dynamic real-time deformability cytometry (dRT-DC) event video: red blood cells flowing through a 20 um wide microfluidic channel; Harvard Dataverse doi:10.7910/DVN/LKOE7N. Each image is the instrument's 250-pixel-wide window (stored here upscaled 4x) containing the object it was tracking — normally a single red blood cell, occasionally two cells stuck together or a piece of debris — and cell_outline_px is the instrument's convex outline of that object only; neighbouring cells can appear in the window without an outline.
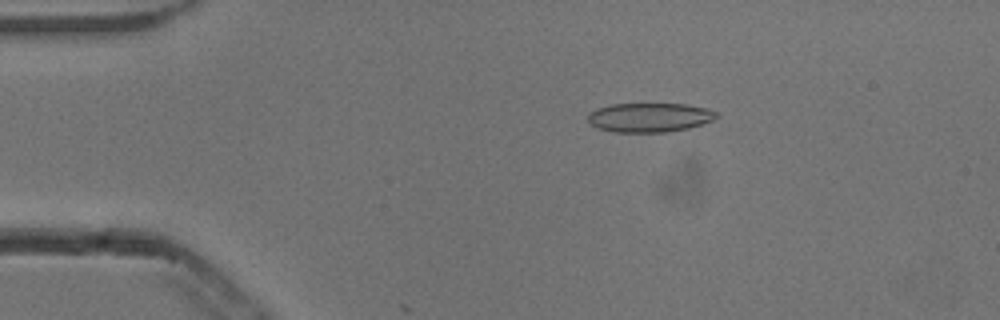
{"species": "common noctule bat (a hibernating species)", "species_latin": "Nyctalus noctula", "temperature_condition": "cold", "stored_images_in_passage": 13, "camera_frame_rate_fps": 3000, "um_per_image_px": 0.085, "animal": {"sex": "male", "body_mass_g": 13.3}, "frame": {"image": 1, "passage_image": 10, "time_ms": 3.0, "image_size_px": [1000, 320], "cell_outline_px": [[720, 116], [712, 120], [688, 128], [664, 132], [612, 132], [596, 128], [588, 124], [588, 112], [596, 108], [612, 104], [688, 104], [708, 108], [716, 112]], "centroid_in_image_um": [55.16, 9.98], "position_along_channel_um": 29.8, "area_um2": 22.08}}